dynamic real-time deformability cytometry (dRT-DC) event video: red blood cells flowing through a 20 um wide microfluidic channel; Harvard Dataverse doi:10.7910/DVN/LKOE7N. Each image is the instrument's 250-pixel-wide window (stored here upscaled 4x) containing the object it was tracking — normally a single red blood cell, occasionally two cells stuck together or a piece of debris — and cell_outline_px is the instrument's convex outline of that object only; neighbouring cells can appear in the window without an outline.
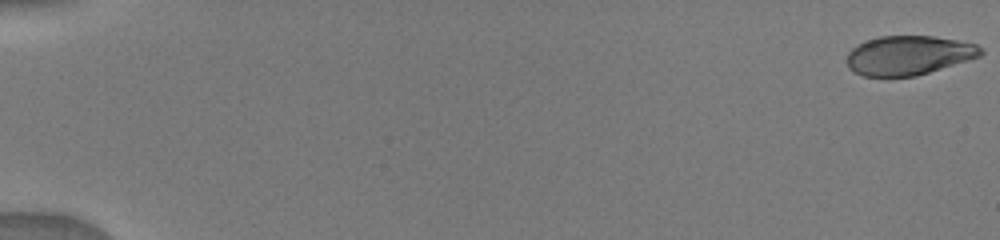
{"species": "human", "species_latin": "Homo sapiens", "temperature_condition": "warm", "stored_images_in_passage": 51, "camera_frame_rate_fps": 3000, "um_per_image_px": 0.085, "donor": {"sex": "male"}, "frame": {"image": 1, "passage_image": 1, "time_ms": 0.0, "image_size_px": [1000, 240], "cell_outline_px": [[984, 52], [980, 56], [916, 76], [864, 76], [848, 68], [848, 52], [852, 48], [868, 40], [880, 36], [932, 36], [956, 40], [976, 44], [984, 48]], "centroid_in_image_um": [77.26, 4.7], "position_along_channel_um": 7.7, "area_um2": 30.29}}
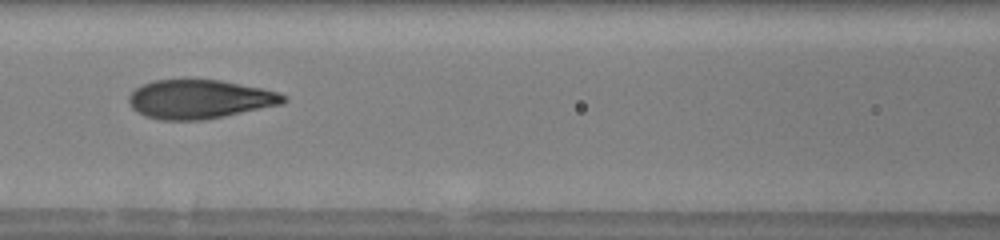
{"frame": {"image": 2, "passage_image": 25, "time_ms": 8.0, "image_size_px": [1000, 240], "cell_outline_px": [[288, 100], [284, 104], [204, 120], [160, 120], [144, 116], [136, 112], [132, 108], [128, 100], [128, 96], [140, 84], [152, 80], [184, 76], [220, 80], [280, 92], [288, 96]], "centroid_in_image_um": [16.94, 8.39], "position_along_channel_um": 149.7, "area_um2": 36.3}}
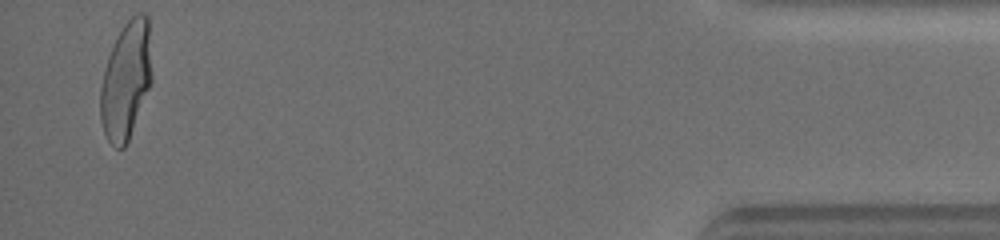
{"frame": {"image": 3, "passage_image": 50, "time_ms": 16.333, "image_size_px": [1000, 240], "cell_outline_px": [[152, 84], [128, 140], [124, 148], [116, 148], [108, 140], [104, 132], [100, 120], [100, 88], [104, 68], [108, 56], [116, 36], [124, 24], [136, 12], [144, 12], [148, 16], [152, 76]], "centroid_in_image_um": [10.72, 6.8], "position_along_channel_um": 424.5, "area_um2": 35.6}}